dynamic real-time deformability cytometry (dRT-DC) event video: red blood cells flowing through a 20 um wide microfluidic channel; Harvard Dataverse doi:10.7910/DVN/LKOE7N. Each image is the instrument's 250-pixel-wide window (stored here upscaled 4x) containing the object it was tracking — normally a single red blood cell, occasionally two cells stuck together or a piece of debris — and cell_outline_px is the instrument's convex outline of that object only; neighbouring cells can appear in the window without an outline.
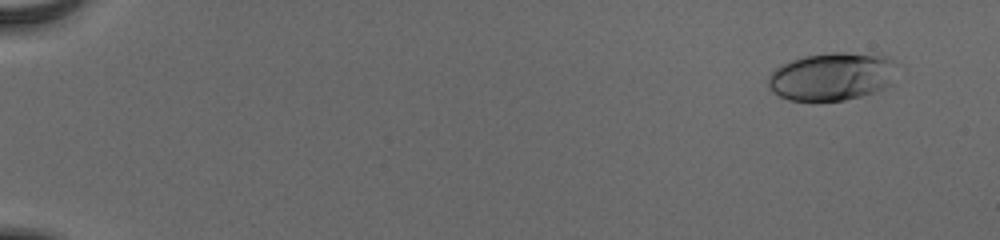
{"species": "human", "species_latin": "Homo sapiens", "temperature_condition": "cold", "stored_images_in_passage": 52, "camera_frame_rate_fps": 3000, "um_per_image_px": 0.085, "donor": {"sex": "male"}, "frame": {"image": 1, "passage_image": 1, "time_ms": 0.0, "image_size_px": [1000, 240], "cell_outline_px": [[904, 64], [876, 92], [844, 100], [788, 100], [772, 92], [768, 88], [768, 76], [780, 64], [804, 56], [832, 52], [848, 52], [892, 56]], "centroid_in_image_um": [70.75, 6.46], "position_along_channel_um": 14.3, "area_um2": 36.36}}
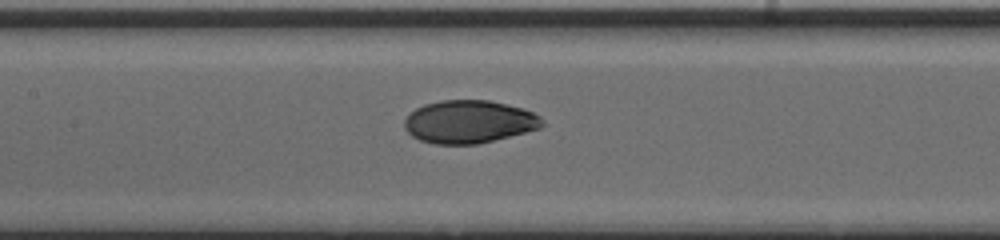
{"frame": {"image": 2, "passage_image": 26, "time_ms": 8.333, "image_size_px": [1000, 240], "cell_outline_px": [[544, 124], [540, 128], [476, 144], [436, 144], [420, 140], [412, 136], [404, 128], [404, 120], [416, 108], [424, 104], [440, 100], [488, 100], [524, 108], [540, 116], [544, 120]], "centroid_in_image_um": [39.86, 10.34], "position_along_channel_um": 167.5, "area_um2": 34.28}}
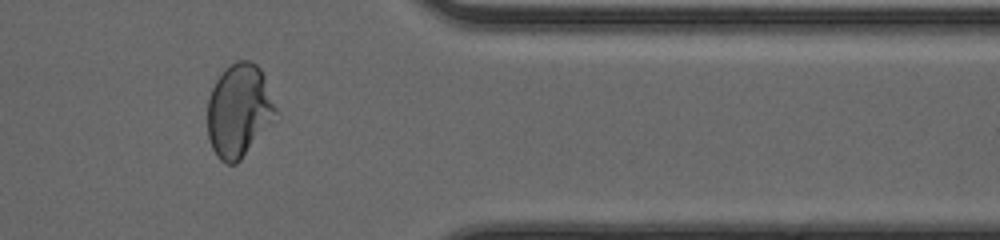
{"frame": {"image": 3, "passage_image": 44, "time_ms": 14.333, "image_size_px": [1000, 240], "cell_outline_px": [[276, 112], [272, 124], [240, 160], [236, 164], [224, 164], [216, 156], [212, 148], [208, 136], [208, 100], [212, 88], [216, 80], [224, 68], [236, 60], [248, 60], [256, 64], [260, 68], [264, 76], [276, 108]], "centroid_in_image_um": [20.3, 9.41], "position_along_channel_um": 391.1, "area_um2": 37.17}, "authors_computed_cell_mechanics": {"area_um2": 35.0557, "velocity_mm_per_s": 3.8929, "shape_relaxation_time_tau1_ms": 4.4921, "shape_relaxation_time_tau2_ms": 1.1174, "deformation_change_tau1": 0.1831, "deformation_change_tau2": 0.0382}}